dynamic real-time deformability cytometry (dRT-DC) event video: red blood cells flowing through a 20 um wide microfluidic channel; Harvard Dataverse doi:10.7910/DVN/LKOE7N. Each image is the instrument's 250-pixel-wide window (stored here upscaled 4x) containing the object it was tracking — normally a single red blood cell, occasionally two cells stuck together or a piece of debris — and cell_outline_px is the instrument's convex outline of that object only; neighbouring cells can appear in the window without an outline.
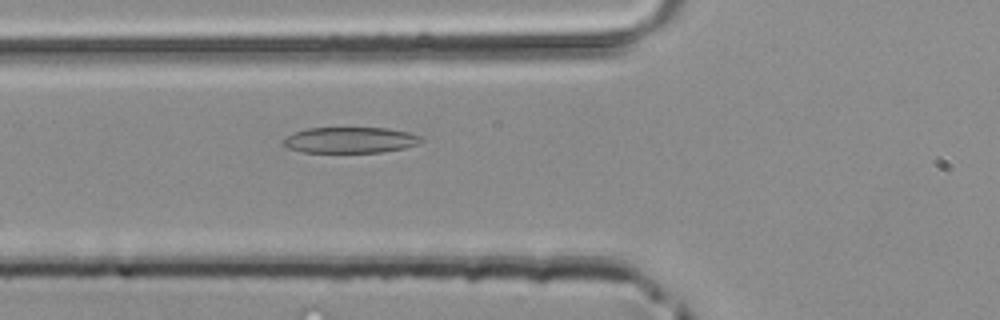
{"species": "common noctule bat (a hibernating species)", "species_latin": "Nyctalus noctula", "temperature_condition": "room temperature", "stored_images_in_passage": 42, "camera_frame_rate_fps": 3000, "um_per_image_px": 0.085, "animal": {"sex": "male", "body_mass_g": 20.4}, "frame": {"image": 1, "passage_image": 13, "time_ms": 4.0, "image_size_px": [1000, 320], "cell_outline_px": [[424, 140], [420, 144], [404, 148], [384, 152], [300, 152], [288, 148], [280, 140], [296, 132], [308, 128], [388, 128], [408, 132], [424, 136]], "centroid_in_image_um": [29.83, 11.91], "position_along_channel_um": 96.0, "area_um2": 20.98}}
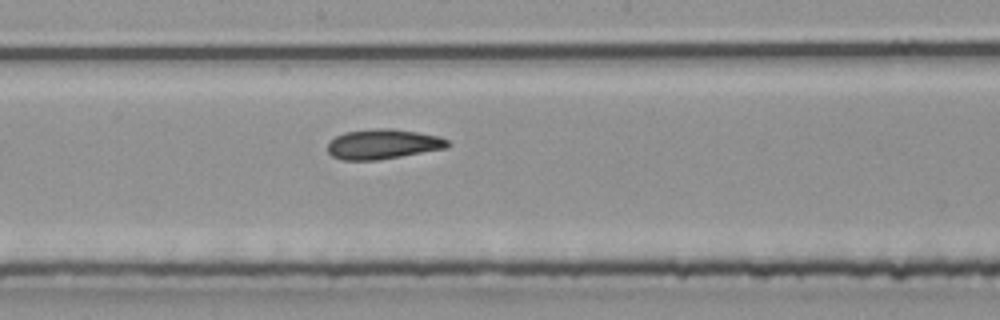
{"frame": {"image": 2, "passage_image": 21, "time_ms": 6.667, "image_size_px": [1000, 320], "cell_outline_px": [[452, 144], [448, 148], [380, 160], [340, 160], [332, 156], [328, 152], [328, 144], [336, 136], [344, 132], [376, 128], [388, 128], [416, 132], [440, 136], [448, 140]], "centroid_in_image_um": [32.58, 12.26], "position_along_channel_um": 215.6, "area_um2": 21.1}}
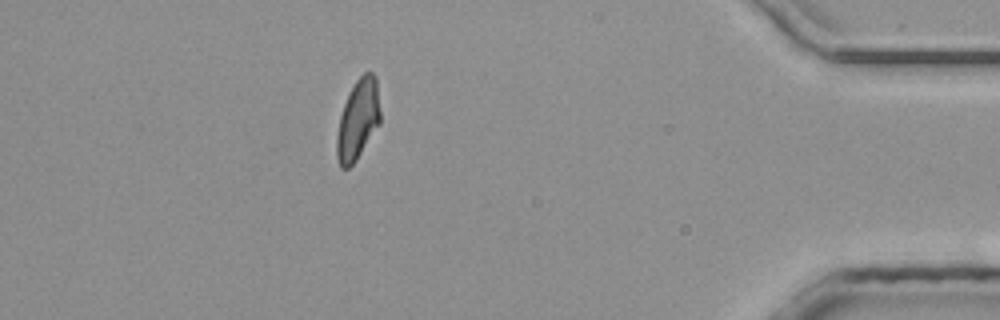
{"frame": {"image": 3, "passage_image": 37, "time_ms": 12.0, "image_size_px": [1000, 320], "cell_outline_px": [[380, 124], [356, 160], [348, 168], [340, 168], [336, 156], [336, 136], [340, 116], [344, 104], [356, 80], [364, 72], [372, 72], [376, 76], [380, 112]], "centroid_in_image_um": [30.42, 10.18], "position_along_channel_um": 404.8, "area_um2": 20.29}}